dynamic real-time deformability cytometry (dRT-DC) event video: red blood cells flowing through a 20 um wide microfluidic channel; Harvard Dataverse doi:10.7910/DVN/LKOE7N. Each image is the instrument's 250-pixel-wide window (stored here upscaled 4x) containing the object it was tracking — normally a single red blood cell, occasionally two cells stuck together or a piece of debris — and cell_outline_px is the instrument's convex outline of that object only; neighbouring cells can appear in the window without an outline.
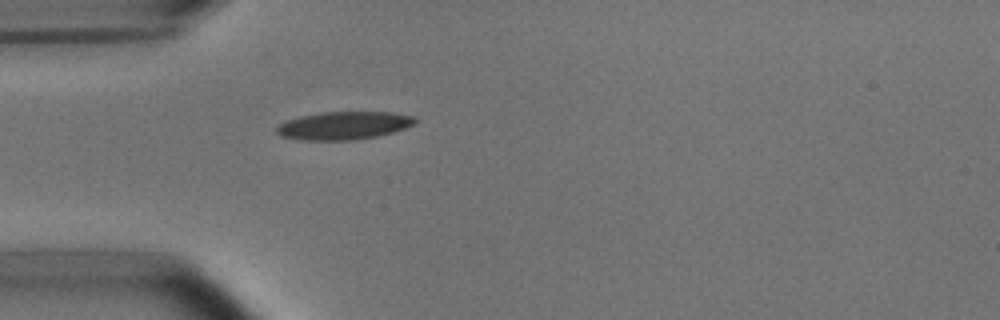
{"species": "common noctule bat (a hibernating species)", "species_latin": "Nyctalus noctula", "temperature_condition": "room temperature", "stored_images_in_passage": 1, "camera_frame_rate_fps": 3000, "um_per_image_px": 0.085, "animal": {"sex": "male", "body_mass_g": 15.6}, "frame": {"image": 1, "passage_image": 1, "time_ms": 0.0, "image_size_px": [1000, 320], "cell_outline_px": [[420, 120], [416, 124], [392, 132], [376, 136], [352, 140], [300, 140], [280, 136], [276, 132], [276, 128], [280, 124], [288, 120], [300, 116], [320, 112], [392, 112], [416, 116]], "centroid_in_image_um": [29.26, 10.66], "position_along_channel_um": 55.7, "area_um2": 22.72}}